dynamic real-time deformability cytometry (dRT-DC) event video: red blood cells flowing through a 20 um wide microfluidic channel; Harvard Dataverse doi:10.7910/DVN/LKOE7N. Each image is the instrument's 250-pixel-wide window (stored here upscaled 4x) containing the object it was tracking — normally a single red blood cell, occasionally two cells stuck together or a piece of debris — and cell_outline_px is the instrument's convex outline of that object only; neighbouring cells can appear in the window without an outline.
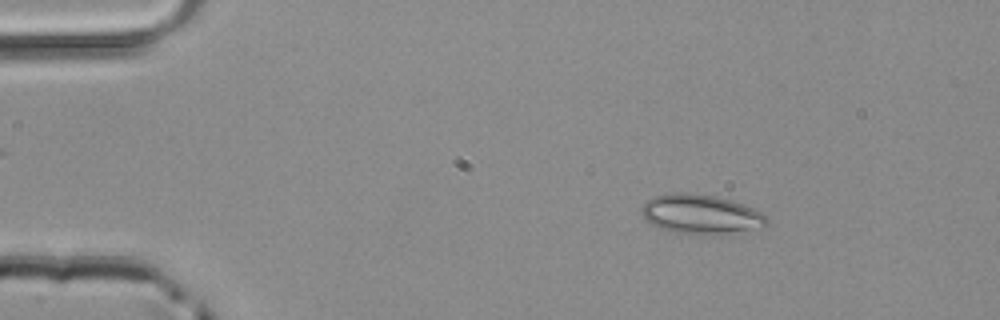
{"species": "common noctule bat (a hibernating species)", "species_latin": "Nyctalus noctula", "temperature_condition": "room temperature", "stored_images_in_passage": 48, "camera_frame_rate_fps": 3000, "um_per_image_px": 0.085, "animal": {"sex": "male", "body_mass_g": 20.4}, "frame": {"image": 1, "passage_image": 7, "time_ms": 2.0, "image_size_px": [1000, 320], "cell_outline_px": [[768, 224], [764, 228], [740, 236], [716, 236], [676, 232], [660, 228], [644, 220], [640, 212], [640, 208], [648, 200], [656, 196], [676, 192], [688, 192], [716, 196], [732, 200], [744, 204], [760, 212], [768, 220]], "centroid_in_image_um": [59.68, 18.27], "position_along_channel_um": 25.3, "area_um2": 29.94}}
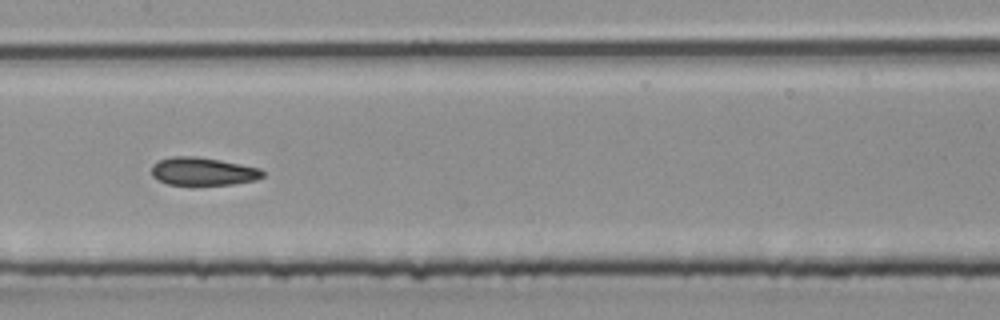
{"frame": {"image": 2, "passage_image": 24, "time_ms": 7.667, "image_size_px": [1000, 320], "cell_outline_px": [[264, 176], [256, 180], [232, 184], [168, 184], [152, 176], [152, 164], [160, 160], [172, 156], [196, 156], [220, 160], [260, 168], [264, 172]], "centroid_in_image_um": [17.26, 14.55], "position_along_channel_um": 190.1, "area_um2": 17.92}}
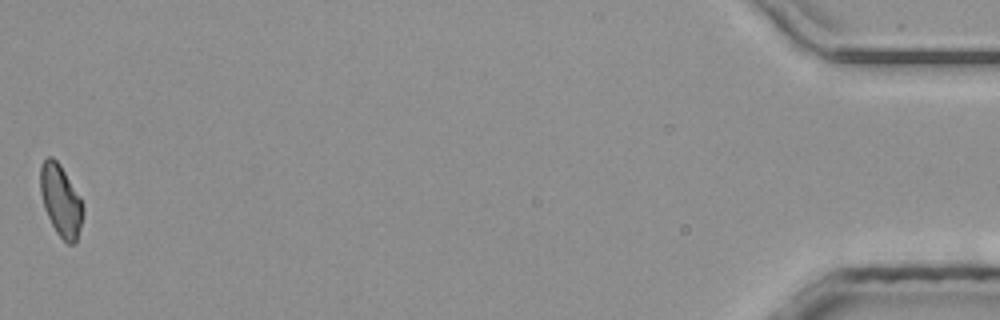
{"frame": {"image": 3, "passage_image": 48, "time_ms": 15.667, "image_size_px": [1000, 320], "cell_outline_px": [[84, 212], [80, 228], [76, 240], [72, 244], [68, 244], [56, 232], [44, 208], [40, 192], [40, 164], [48, 156], [52, 156], [60, 164], [80, 196], [84, 208]], "centroid_in_image_um": [5.16, 17.02], "position_along_channel_um": 430.0, "area_um2": 17.8}}